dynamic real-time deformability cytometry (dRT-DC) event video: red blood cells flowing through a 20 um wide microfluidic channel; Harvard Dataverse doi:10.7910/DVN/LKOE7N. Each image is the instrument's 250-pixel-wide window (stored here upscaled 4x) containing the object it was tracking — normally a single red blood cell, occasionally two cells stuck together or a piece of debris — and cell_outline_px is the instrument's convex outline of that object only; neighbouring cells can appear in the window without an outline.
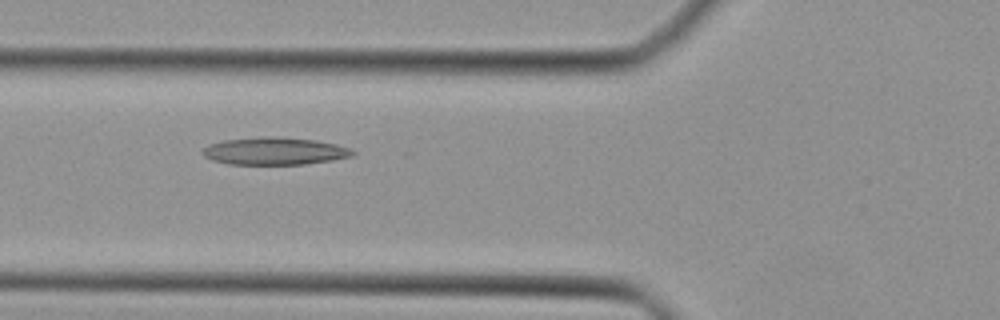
{"species": "Egyptian fruit bat (a non-hibernating species)", "species_latin": "Rousettus aegyptiacus", "temperature_condition": "cold", "stored_images_in_passage": 35, "camera_frame_rate_fps": 3000, "um_per_image_px": 0.085, "animal": {"sex": "female"}, "frame": {"image": 1, "passage_image": 7, "time_ms": 2.0, "image_size_px": [1000, 320], "cell_outline_px": [[356, 152], [352, 156], [332, 160], [304, 164], [228, 164], [212, 160], [204, 156], [200, 152], [208, 144], [224, 140], [264, 136], [268, 136], [316, 140], [336, 144], [352, 148]], "centroid_in_image_um": [23.34, 12.84], "position_along_channel_um": 102.5, "area_um2": 24.04}}
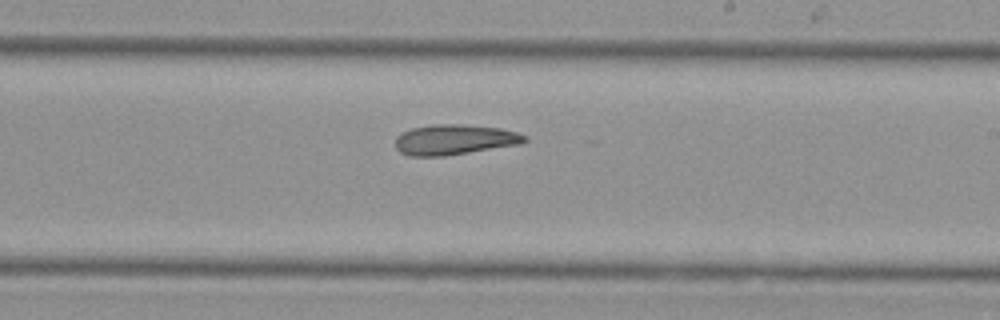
{"frame": {"image": 2, "passage_image": 17, "time_ms": 5.333, "image_size_px": [1000, 320], "cell_outline_px": [[528, 140], [520, 144], [444, 156], [408, 156], [400, 152], [396, 148], [396, 136], [400, 132], [412, 128], [432, 124], [464, 124], [500, 128], [516, 132], [528, 136]], "centroid_in_image_um": [38.61, 11.86], "position_along_channel_um": 250.4, "area_um2": 22.95}}
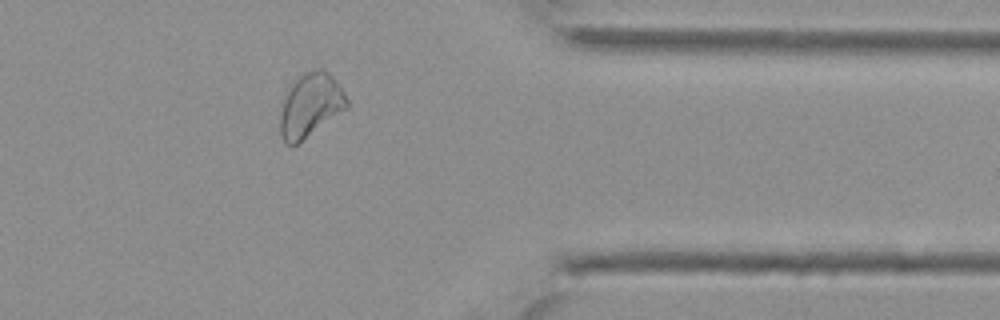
{"frame": {"image": 3, "passage_image": 27, "time_ms": 8.667, "image_size_px": [1000, 320], "cell_outline_px": [[348, 108], [296, 144], [284, 144], [280, 136], [280, 112], [284, 100], [296, 76], [312, 68], [324, 68], [336, 80], [348, 100]], "centroid_in_image_um": [26.39, 8.91], "position_along_channel_um": 385.0, "area_um2": 24.74}}